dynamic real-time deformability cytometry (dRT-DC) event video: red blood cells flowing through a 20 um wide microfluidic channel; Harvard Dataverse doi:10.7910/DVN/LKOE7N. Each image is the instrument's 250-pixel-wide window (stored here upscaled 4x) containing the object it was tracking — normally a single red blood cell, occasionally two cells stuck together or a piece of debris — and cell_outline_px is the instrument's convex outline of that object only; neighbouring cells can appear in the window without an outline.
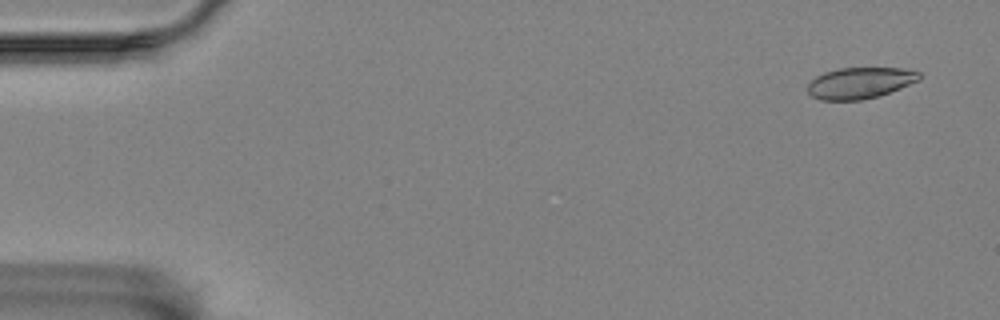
{"species": "Egyptian fruit bat (a non-hibernating species)", "species_latin": "Rousettus aegyptiacus", "temperature_condition": "room temperature", "stored_images_in_passage": 56, "camera_frame_rate_fps": 3000, "um_per_image_px": 0.085, "animal": {"sex": "female"}, "frame": {"image": 1, "passage_image": 3, "time_ms": 0.667, "image_size_px": [1000, 320], "cell_outline_px": [[920, 80], [900, 88], [876, 96], [860, 100], [820, 100], [812, 96], [808, 92], [808, 84], [816, 76], [824, 72], [840, 68], [900, 68], [920, 72]], "centroid_in_image_um": [73.08, 7.04], "position_along_channel_um": 11.9, "area_um2": 20.11}}
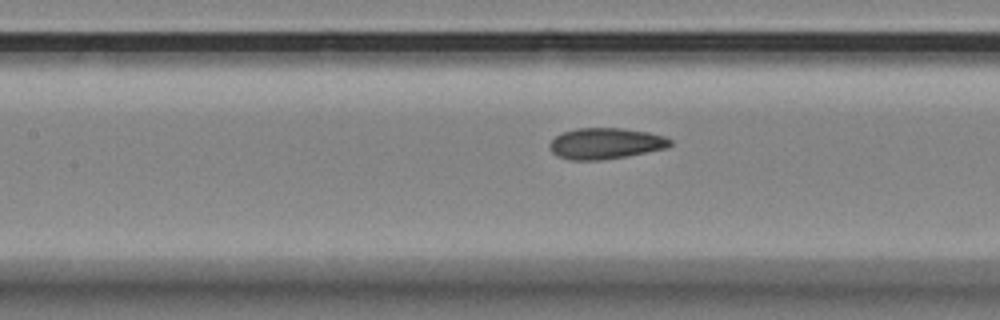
{"frame": {"image": 2, "passage_image": 26, "time_ms": 8.333, "image_size_px": [1000, 320], "cell_outline_px": [[672, 144], [668, 148], [624, 156], [600, 160], [568, 160], [556, 156], [548, 148], [548, 144], [560, 132], [576, 128], [620, 128], [648, 132], [664, 136], [672, 140]], "centroid_in_image_um": [51.43, 12.19], "position_along_channel_um": 156.0, "area_um2": 21.96}}
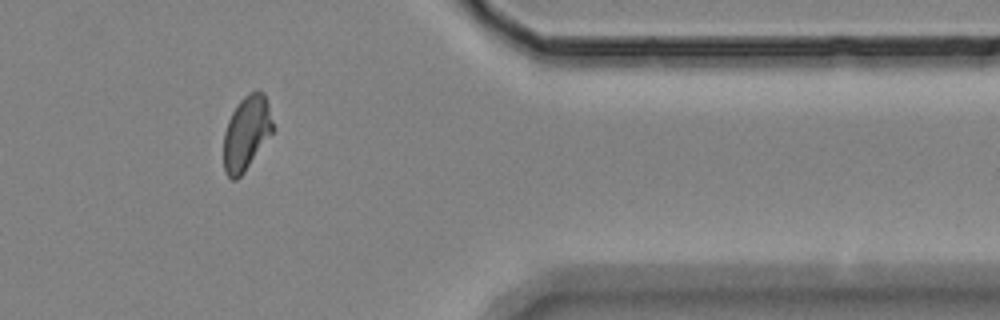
{"frame": {"image": 3, "passage_image": 48, "time_ms": 15.667, "image_size_px": [1000, 320], "cell_outline_px": [[272, 132], [244, 172], [236, 180], [232, 180], [224, 172], [224, 132], [228, 120], [232, 112], [240, 100], [248, 92], [256, 88], [264, 92], [268, 104], [272, 120]], "centroid_in_image_um": [20.93, 11.27], "position_along_channel_um": 390.5, "area_um2": 21.15}, "authors_computed_cell_mechanics": {"area_um2": 21.6461, "velocity_mm_per_s": 3.4571, "shape_relaxation_time_tau1_ms": 7.2293, "shape_relaxation_time_tau2_ms": 1.5127, "deformation_change_tau1": 0.1563, "deformation_change_tau2": 0.0664}}